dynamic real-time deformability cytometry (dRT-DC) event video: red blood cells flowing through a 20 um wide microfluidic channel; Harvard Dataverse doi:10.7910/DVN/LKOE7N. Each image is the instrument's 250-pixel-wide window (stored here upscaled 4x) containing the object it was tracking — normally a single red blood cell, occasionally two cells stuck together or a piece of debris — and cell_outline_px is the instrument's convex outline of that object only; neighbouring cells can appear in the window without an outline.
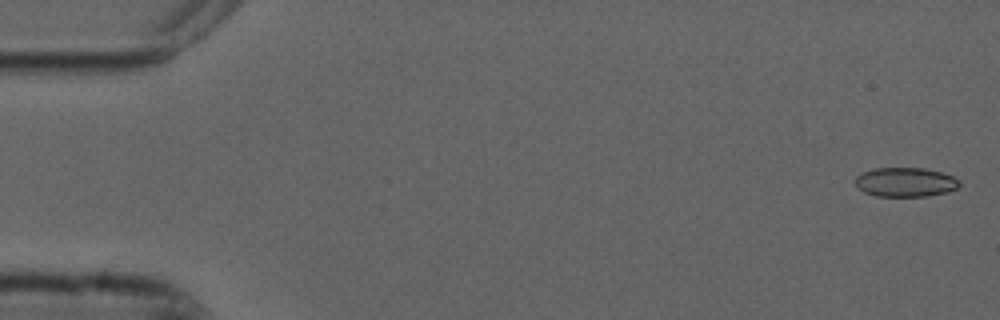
{"species": "common noctule bat (a hibernating species)", "species_latin": "Nyctalus noctula", "temperature_condition": "cold", "stored_images_in_passage": 55, "camera_frame_rate_fps": 3000, "um_per_image_px": 0.085, "animal": {"sex": "male", "forearm_length_mm": 52.5}, "frame": {"image": 1, "passage_image": 2, "time_ms": 0.333, "image_size_px": [1000, 320], "cell_outline_px": [[960, 184], [956, 188], [948, 192], [928, 196], [876, 196], [864, 192], [856, 188], [856, 176], [872, 168], [924, 168], [940, 172], [952, 176], [960, 180]], "centroid_in_image_um": [76.95, 15.48], "position_along_channel_um": 8.1, "area_um2": 17.8}}
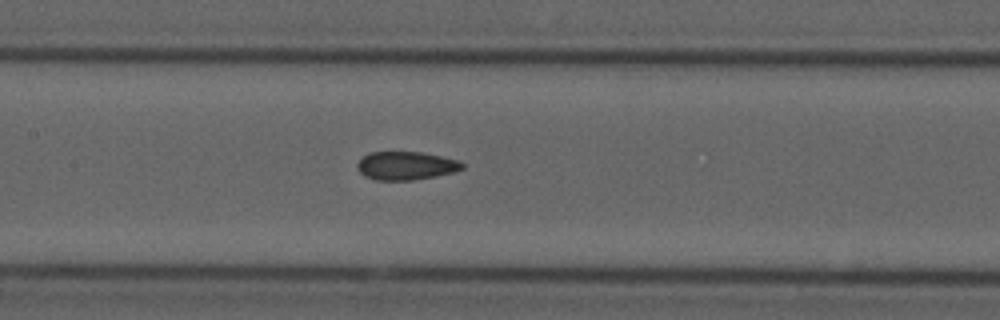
{"frame": {"image": 2, "passage_image": 26, "time_ms": 8.333, "image_size_px": [1000, 320], "cell_outline_px": [[464, 168], [452, 172], [436, 176], [412, 180], [376, 180], [364, 176], [356, 168], [356, 164], [368, 152], [420, 152], [460, 160], [464, 164]], "centroid_in_image_um": [34.49, 14.08], "position_along_channel_um": 172.9, "area_um2": 17.34}}
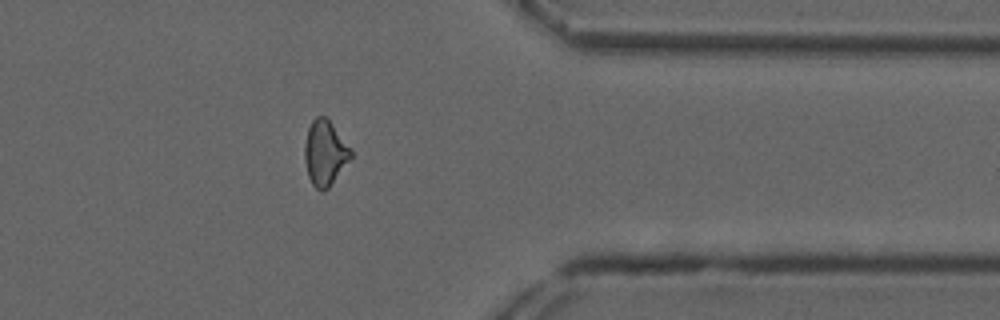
{"frame": {"image": 3, "passage_image": 44, "time_ms": 14.333, "image_size_px": [1000, 320], "cell_outline_px": [[352, 156], [328, 188], [324, 192], [320, 192], [312, 184], [308, 176], [304, 160], [304, 144], [308, 128], [312, 120], [316, 116], [324, 116], [332, 124], [352, 148]], "centroid_in_image_um": [27.61, 13.01], "position_along_channel_um": 383.8, "area_um2": 17.57}}